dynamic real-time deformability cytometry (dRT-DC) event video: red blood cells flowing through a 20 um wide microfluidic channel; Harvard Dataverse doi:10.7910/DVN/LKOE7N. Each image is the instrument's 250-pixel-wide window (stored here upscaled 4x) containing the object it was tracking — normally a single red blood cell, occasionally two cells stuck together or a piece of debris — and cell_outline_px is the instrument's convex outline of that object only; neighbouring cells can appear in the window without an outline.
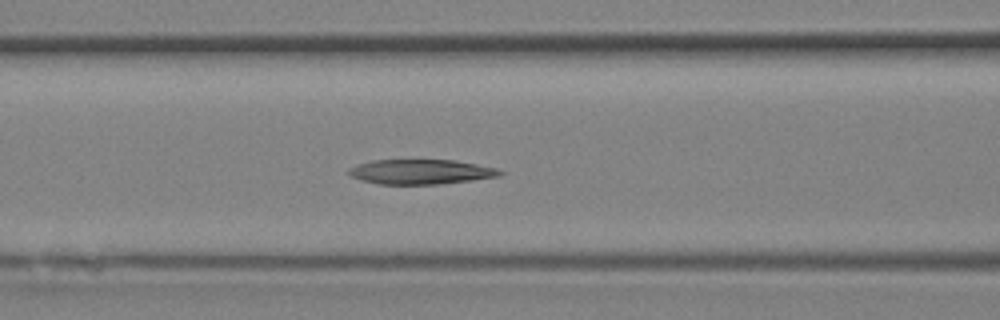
{"species": "Egyptian fruit bat (a non-hibernating species)", "species_latin": "Rousettus aegyptiacus", "temperature_condition": "room temperature", "stored_images_in_passage": 10, "segment_of_instrument_passage": [1, 2], "camera_frame_rate_fps": 3000, "um_per_image_px": 0.085, "animal": {"sex": "female"}, "frame": {"image": 1, "passage_image": 5, "time_ms": 1.333, "image_size_px": [1000, 320], "cell_outline_px": [[504, 172], [500, 176], [472, 180], [440, 184], [380, 184], [360, 180], [352, 176], [348, 172], [348, 168], [356, 164], [372, 160], [452, 160], [476, 164], [496, 168]], "centroid_in_image_um": [35.75, 14.6], "position_along_channel_um": 130.9, "area_um2": 21.79}}
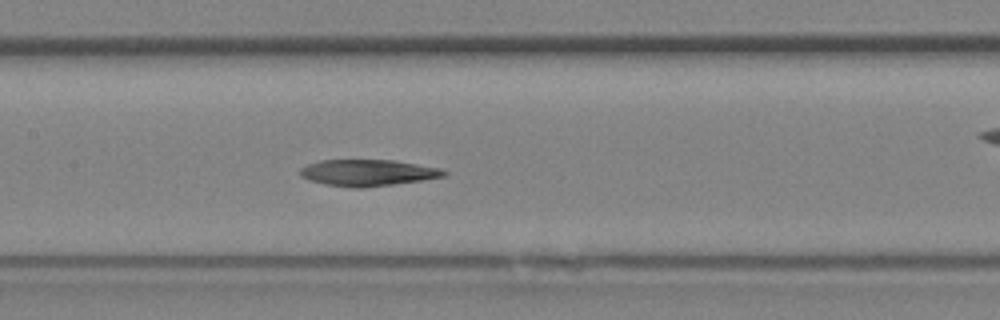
{"frame": {"image": 2, "passage_image": 7, "time_ms": 2.0, "image_size_px": [1000, 320], "cell_outline_px": [[448, 172], [444, 176], [420, 180], [364, 188], [352, 188], [324, 184], [308, 180], [300, 176], [300, 168], [308, 164], [320, 160], [396, 160], [440, 168]], "centroid_in_image_um": [31.22, 14.68], "position_along_channel_um": 176.2, "area_um2": 22.14}}
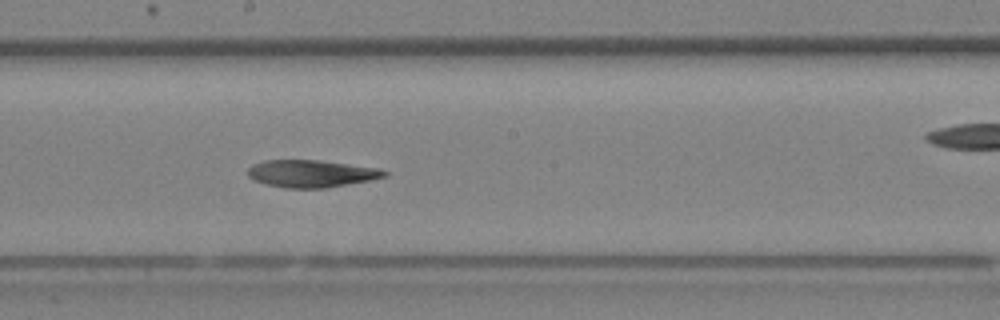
{"frame": {"image": 3, "passage_image": 9, "time_ms": 2.667, "image_size_px": [1000, 320], "cell_outline_px": [[388, 176], [328, 188], [288, 188], [264, 184], [248, 176], [248, 168], [252, 164], [264, 160], [320, 160], [380, 168], [388, 172]], "centroid_in_image_um": [26.47, 14.75], "position_along_channel_um": 221.7, "area_um2": 21.79}}